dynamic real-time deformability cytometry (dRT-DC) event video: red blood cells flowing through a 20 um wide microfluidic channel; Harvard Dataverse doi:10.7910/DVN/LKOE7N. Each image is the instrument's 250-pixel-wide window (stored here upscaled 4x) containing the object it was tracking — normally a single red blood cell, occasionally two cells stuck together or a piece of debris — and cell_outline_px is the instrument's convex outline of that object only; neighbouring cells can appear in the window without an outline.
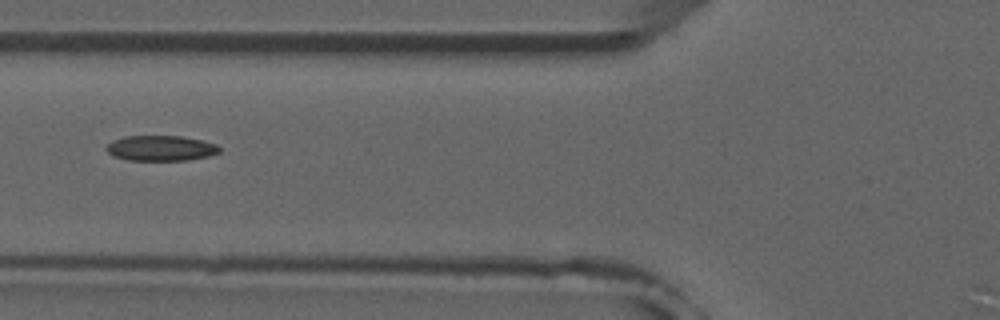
{"species": "common noctule bat (a hibernating species)", "species_latin": "Nyctalus noctula", "temperature_condition": "room temperature", "stored_images_in_passage": 6, "camera_frame_rate_fps": 3000, "um_per_image_px": 0.085, "animal": {"sex": "male", "forearm_length_mm": 52.5}, "frame": {"image": 1, "passage_image": 6, "time_ms": 6.0, "image_size_px": [1000, 320], "cell_outline_px": [[220, 152], [208, 156], [188, 160], [128, 160], [112, 156], [104, 148], [112, 140], [124, 136], [180, 136], [200, 140], [216, 144], [220, 148]], "centroid_in_image_um": [13.63, 12.59], "position_along_channel_um": 112.2, "area_um2": 16.7}}